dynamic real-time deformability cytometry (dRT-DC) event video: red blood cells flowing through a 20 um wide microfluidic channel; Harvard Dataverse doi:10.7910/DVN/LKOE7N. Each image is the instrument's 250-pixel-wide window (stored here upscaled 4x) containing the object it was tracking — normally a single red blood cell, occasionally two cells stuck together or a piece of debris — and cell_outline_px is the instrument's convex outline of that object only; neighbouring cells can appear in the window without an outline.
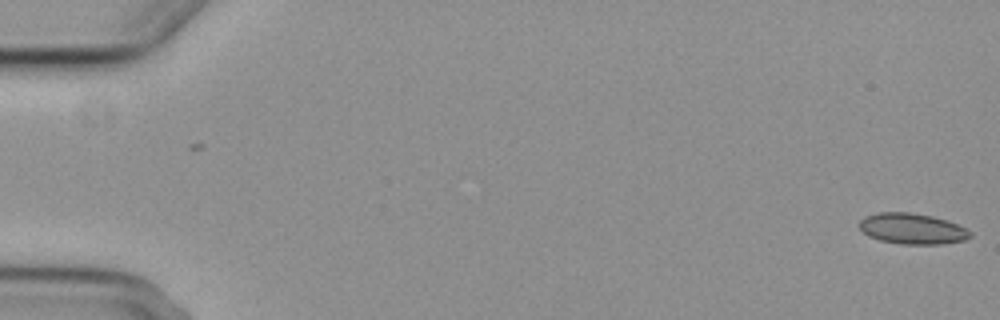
{"species": "common noctule bat (a hibernating species)", "species_latin": "Nyctalus noctula", "temperature_condition": "cold", "stored_images_in_passage": 6, "camera_frame_rate_fps": 3000, "um_per_image_px": 0.085, "animal": {"sex": "female", "body_mass_g": 29.2, "forearm_length_mm": 56.3}, "frame": {"image": 1, "passage_image": 1, "time_ms": 0.0, "image_size_px": [1000, 320], "cell_outline_px": [[972, 236], [964, 240], [944, 244], [904, 244], [880, 240], [868, 236], [860, 228], [860, 220], [864, 216], [880, 212], [908, 212], [932, 216], [948, 220], [972, 232]], "centroid_in_image_um": [77.55, 19.44], "position_along_channel_um": 7.5, "area_um2": 19.83}}
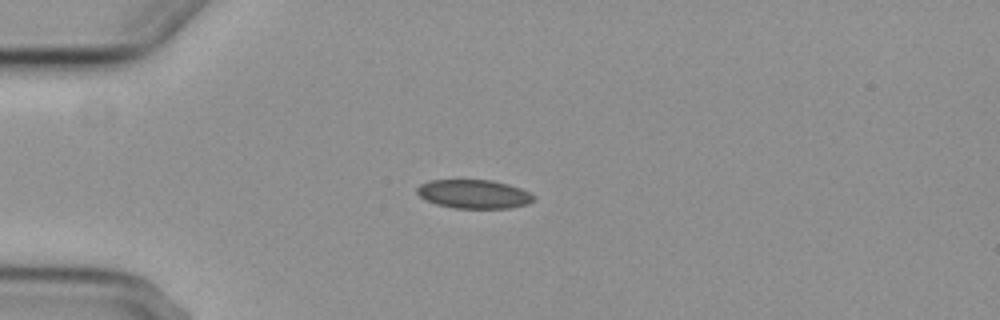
{"frame": {"image": 2, "passage_image": 5, "time_ms": 4.667, "image_size_px": [1000, 320], "cell_outline_px": [[536, 200], [528, 204], [508, 208], [456, 208], [436, 204], [420, 196], [416, 192], [416, 188], [420, 184], [428, 180], [492, 180], [508, 184], [520, 188], [536, 196]], "centroid_in_image_um": [40.3, 16.49], "position_along_channel_um": 44.7, "area_um2": 19.59}}